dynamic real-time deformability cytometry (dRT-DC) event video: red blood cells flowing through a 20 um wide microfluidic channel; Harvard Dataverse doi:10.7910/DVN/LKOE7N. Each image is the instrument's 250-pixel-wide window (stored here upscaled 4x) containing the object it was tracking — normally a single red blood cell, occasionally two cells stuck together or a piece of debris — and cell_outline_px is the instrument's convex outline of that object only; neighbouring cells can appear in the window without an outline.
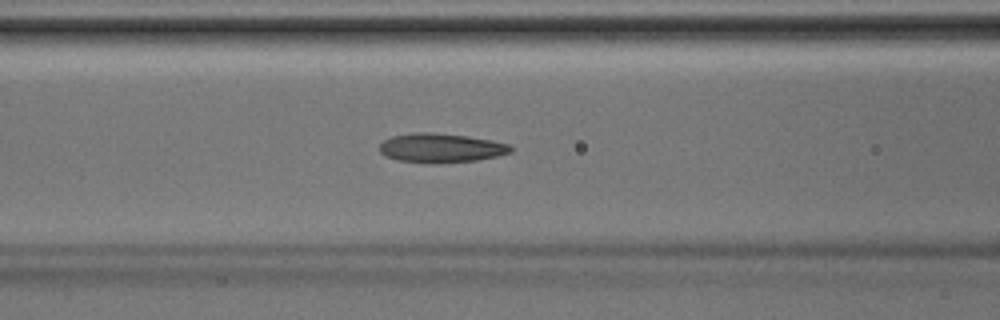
{"species": "Egyptian fruit bat (a non-hibernating species)", "species_latin": "Rousettus aegyptiacus", "temperature_condition": "room temperature", "stored_images_in_passage": 36, "camera_frame_rate_fps": 3000, "um_per_image_px": 0.085, "animal": {"sex": "male"}, "frame": {"image": 1, "passage_image": 11, "time_ms": 3.333, "image_size_px": [1000, 320], "cell_outline_px": [[512, 152], [496, 156], [476, 160], [432, 164], [400, 160], [384, 156], [380, 152], [380, 144], [384, 140], [392, 136], [416, 132], [432, 132], [468, 136], [492, 140], [508, 144], [512, 148]], "centroid_in_image_um": [37.47, 12.57], "position_along_channel_um": 129.1, "area_um2": 22.31}}
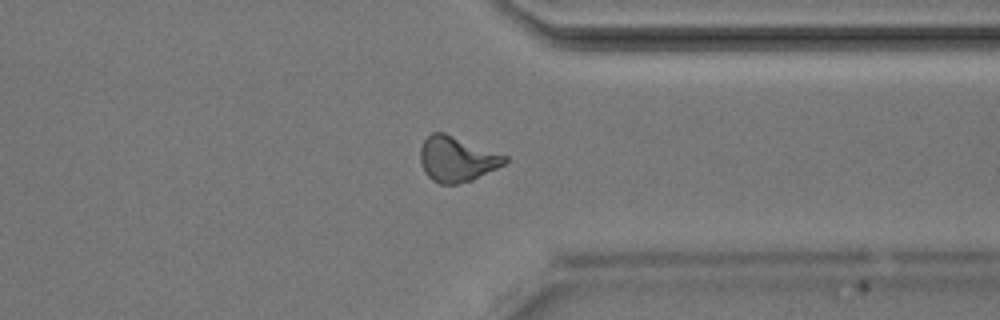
{"frame": {"image": 2, "passage_image": 26, "time_ms": 8.333, "image_size_px": [1000, 320], "cell_outline_px": [[508, 160], [504, 164], [472, 180], [456, 184], [440, 184], [432, 180], [424, 172], [420, 164], [420, 148], [424, 140], [432, 132], [444, 132], [508, 156]], "centroid_in_image_um": [38.8, 13.52], "position_along_channel_um": 372.6, "area_um2": 22.25}}
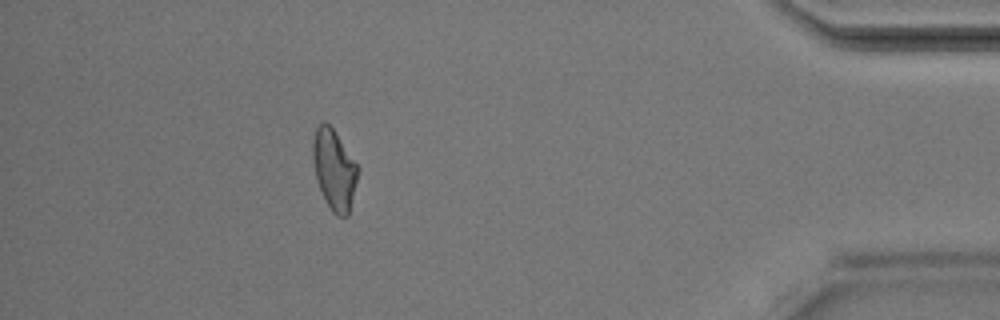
{"frame": {"image": 3, "passage_image": 31, "time_ms": 10.0, "image_size_px": [1000, 320], "cell_outline_px": [[360, 168], [348, 216], [336, 216], [332, 212], [316, 180], [312, 160], [312, 140], [316, 128], [324, 120], [332, 128]], "centroid_in_image_um": [28.4, 14.41], "position_along_channel_um": 406.8, "area_um2": 20.98}}